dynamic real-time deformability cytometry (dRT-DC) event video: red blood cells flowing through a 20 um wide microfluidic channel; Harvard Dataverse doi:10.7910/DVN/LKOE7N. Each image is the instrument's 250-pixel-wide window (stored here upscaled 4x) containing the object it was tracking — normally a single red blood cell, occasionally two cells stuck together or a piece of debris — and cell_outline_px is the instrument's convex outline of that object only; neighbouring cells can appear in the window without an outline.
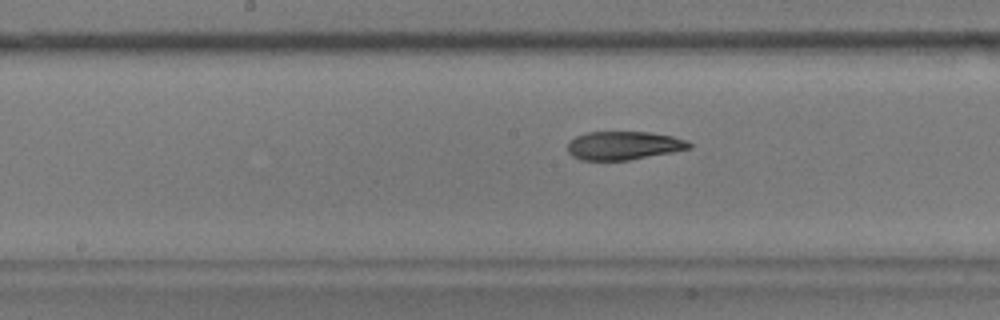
{"species": "common noctule bat (a hibernating species)", "species_latin": "Nyctalus noctula", "temperature_condition": "warm", "stored_images_in_passage": 40, "camera_frame_rate_fps": 3000, "um_per_image_px": 0.085, "animal": {"sex": "male", "body_mass_g": 17.9}, "frame": {"image": 1, "passage_image": 19, "time_ms": 6.0, "image_size_px": [1000, 320], "cell_outline_px": [[692, 148], [672, 152], [628, 160], [580, 160], [572, 156], [568, 152], [568, 144], [576, 136], [588, 132], [652, 132], [672, 136], [688, 140], [692, 144]], "centroid_in_image_um": [53.04, 12.37], "position_along_channel_um": 195.2, "area_um2": 20.17}}
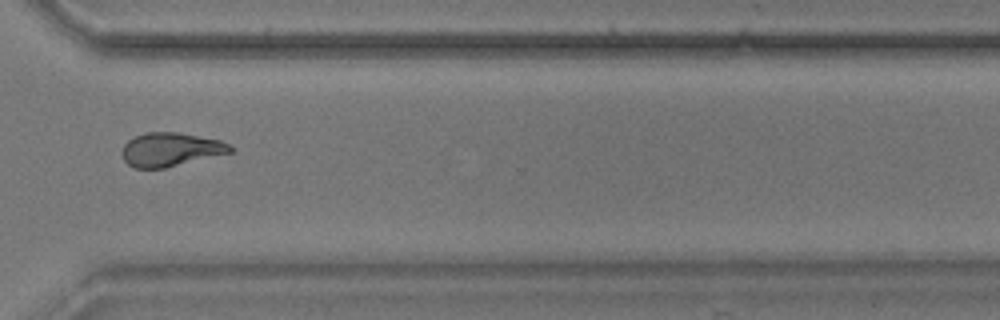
{"frame": {"image": 2, "passage_image": 32, "time_ms": 10.333, "image_size_px": [1000, 320], "cell_outline_px": [[236, 148], [232, 152], [164, 168], [136, 168], [128, 164], [124, 160], [120, 152], [124, 144], [128, 140], [144, 132], [176, 132], [220, 140]], "centroid_in_image_um": [14.48, 12.7], "position_along_channel_um": 356.1, "area_um2": 21.21}}
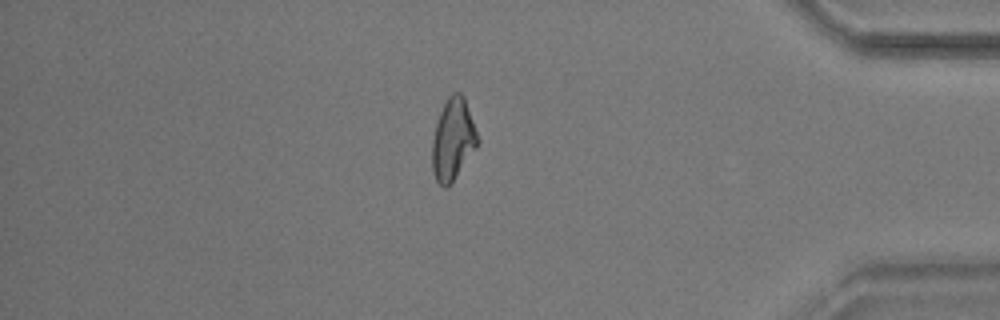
{"frame": {"image": 3, "passage_image": 38, "time_ms": 12.333, "image_size_px": [1000, 320], "cell_outline_px": [[480, 140], [476, 148], [452, 184], [448, 188], [444, 188], [436, 180], [432, 172], [432, 140], [436, 120], [448, 96], [452, 92], [460, 92], [464, 96]], "centroid_in_image_um": [38.5, 11.88], "position_along_channel_um": 396.7, "area_um2": 21.96}, "authors_computed_cell_mechanics": {"area_um2": 20.6924, "velocity_mm_per_s": 3.7147, "shape_relaxation_time_tau1_ms": 5.9854, "shape_relaxation_time_tau2_ms": 2.5694, "deformation_change_tau1": 0.2141, "deformation_change_tau2": 0.0973}}